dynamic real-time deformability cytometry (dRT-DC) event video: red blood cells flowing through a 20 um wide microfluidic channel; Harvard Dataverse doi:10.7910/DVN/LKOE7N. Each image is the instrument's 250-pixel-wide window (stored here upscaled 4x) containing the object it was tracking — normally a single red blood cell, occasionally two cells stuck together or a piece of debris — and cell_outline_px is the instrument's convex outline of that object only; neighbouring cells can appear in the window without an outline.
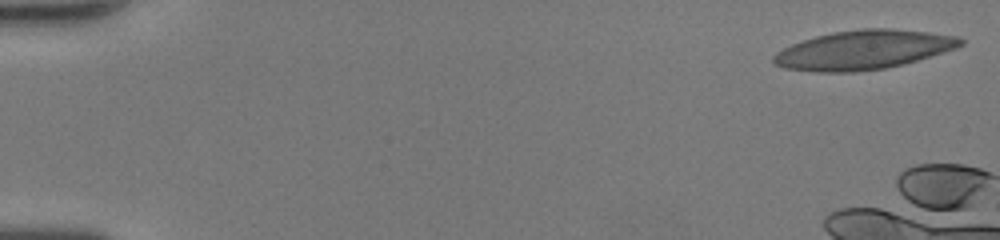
{"species": "human", "species_latin": "Homo sapiens", "temperature_condition": "room temperature", "stored_images_in_passage": 13, "camera_frame_rate_fps": 3000, "um_per_image_px": 0.085, "donor": {"sex": "female"}, "frame": {"image": 1, "passage_image": 1, "time_ms": 0.0, "image_size_px": [1000, 240], "cell_outline_px": [[964, 44], [956, 48], [916, 60], [884, 68], [856, 72], [816, 72], [784, 68], [776, 64], [772, 60], [772, 56], [776, 52], [792, 44], [816, 36], [836, 32], [860, 28], [888, 28], [928, 32], [960, 36], [964, 40]], "centroid_in_image_um": [73.39, 4.23], "position_along_channel_um": 11.6, "area_um2": 42.37}}